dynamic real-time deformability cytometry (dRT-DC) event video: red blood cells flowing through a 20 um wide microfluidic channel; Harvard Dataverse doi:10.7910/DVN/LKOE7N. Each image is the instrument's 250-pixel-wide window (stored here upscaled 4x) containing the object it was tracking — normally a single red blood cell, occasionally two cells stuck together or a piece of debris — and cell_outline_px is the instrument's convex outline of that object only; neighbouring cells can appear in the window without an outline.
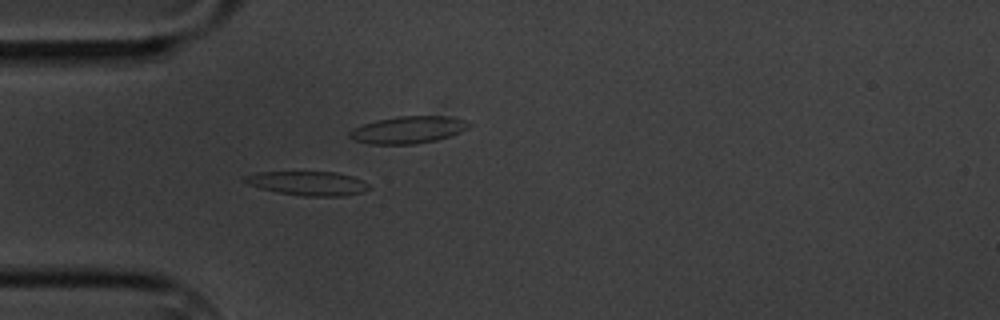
{"species": "common noctule bat (a hibernating species)", "species_latin": "Nyctalus noctula", "temperature_condition": "cold", "stored_images_in_passage": 4, "camera_frame_rate_fps": 3000, "um_per_image_px": 0.085, "animal": {"sex": "male", "body_mass_g": 20.1, "forearm_length_mm": 53.5}, "frame": {"image": 1, "passage_image": 4, "time_ms": 3.333, "image_size_px": [1000, 320], "cell_outline_px": [[372, 188], [364, 192], [344, 196], [304, 196], [280, 192], [260, 188], [248, 184], [240, 180], [244, 176], [256, 172], [336, 172], [352, 176], [368, 184]], "centroid_in_image_um": [26.17, 15.58], "position_along_channel_um": 58.8, "area_um2": 17.46}}